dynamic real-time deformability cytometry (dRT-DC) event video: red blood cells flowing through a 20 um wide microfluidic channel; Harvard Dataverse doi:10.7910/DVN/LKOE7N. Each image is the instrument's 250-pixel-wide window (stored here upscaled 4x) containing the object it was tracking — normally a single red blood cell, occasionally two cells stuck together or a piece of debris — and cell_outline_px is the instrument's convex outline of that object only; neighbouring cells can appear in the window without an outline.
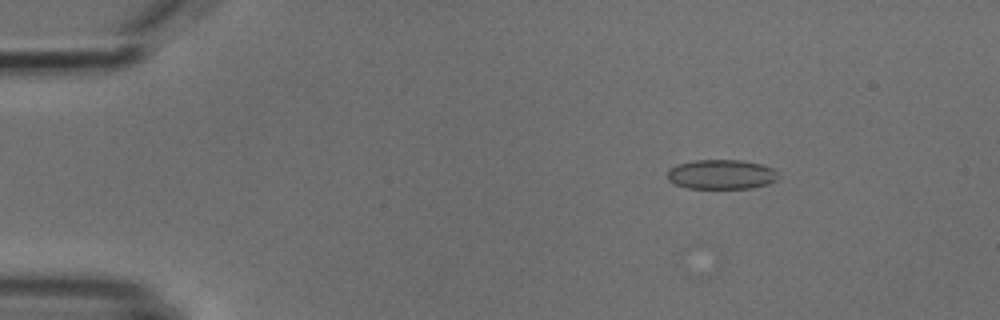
{"species": "common noctule bat (a hibernating species)", "species_latin": "Nyctalus noctula", "temperature_condition": "cold", "stored_images_in_passage": 7, "camera_frame_rate_fps": 3000, "um_per_image_px": 0.085, "animal": {"sex": "male", "body_mass_g": 18.8}, "frame": {"image": 1, "passage_image": 3, "time_ms": 2.333, "image_size_px": [1000, 320], "cell_outline_px": [[776, 180], [768, 184], [752, 188], [688, 188], [676, 184], [668, 180], [668, 172], [676, 164], [692, 160], [740, 160], [760, 164], [772, 168], [776, 172]], "centroid_in_image_um": [61.3, 14.82], "position_along_channel_um": 23.7, "area_um2": 18.96}}
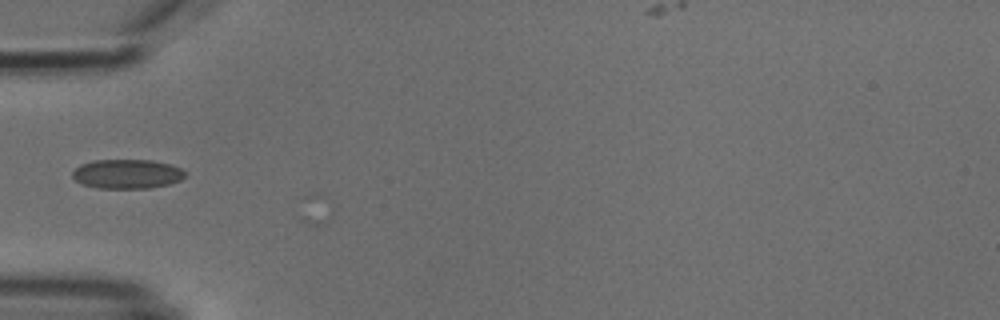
{"frame": {"image": 2, "passage_image": 5, "time_ms": 5.667, "image_size_px": [1000, 320], "cell_outline_px": [[188, 176], [180, 180], [168, 184], [148, 188], [100, 188], [84, 184], [76, 180], [72, 176], [72, 172], [80, 164], [92, 160], [152, 160], [168, 164], [180, 168]], "centroid_in_image_um": [10.8, 14.78], "position_along_channel_um": 74.2, "area_um2": 19.13}}
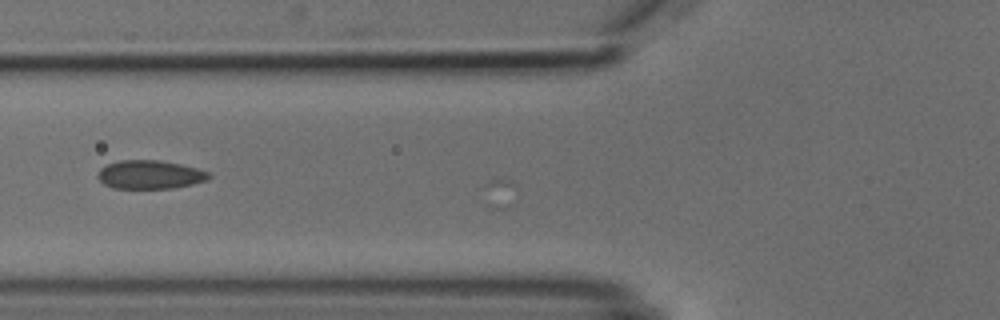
{"frame": {"image": 3, "passage_image": 6, "time_ms": 6.667, "image_size_px": [1000, 320], "cell_outline_px": [[212, 176], [208, 180], [192, 184], [172, 188], [112, 188], [104, 184], [96, 176], [100, 168], [108, 164], [120, 160], [160, 160], [180, 164], [196, 168], [208, 172]], "centroid_in_image_um": [12.74, 14.84], "position_along_channel_um": 113.1, "area_um2": 18.5}}